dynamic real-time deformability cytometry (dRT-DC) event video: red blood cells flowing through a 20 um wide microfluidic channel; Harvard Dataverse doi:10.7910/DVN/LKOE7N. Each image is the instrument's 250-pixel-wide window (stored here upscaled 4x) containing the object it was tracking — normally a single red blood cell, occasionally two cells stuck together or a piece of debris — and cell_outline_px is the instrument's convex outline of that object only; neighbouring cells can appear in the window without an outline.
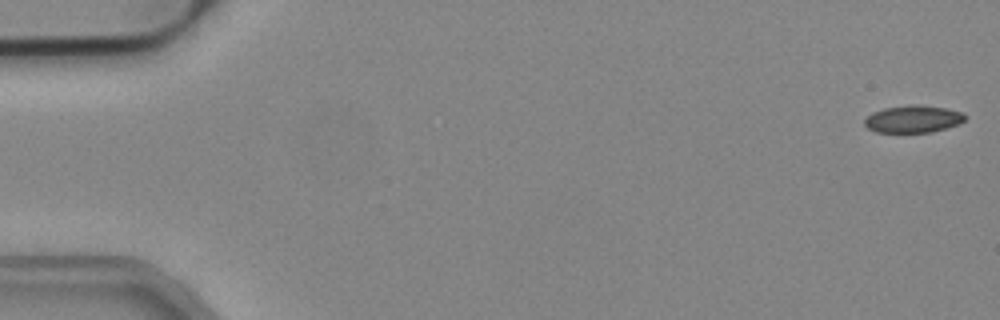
{"species": "common noctule bat (a hibernating species)", "species_latin": "Nyctalus noctula", "temperature_condition": "cold", "stored_images_in_passage": 13, "camera_frame_rate_fps": 3000, "um_per_image_px": 0.085, "animal": {"sex": "male", "body_mass_g": 19.2, "forearm_length_mm": 51.8}, "frame": {"image": 1, "passage_image": 1, "time_ms": 0.0, "image_size_px": [1000, 320], "cell_outline_px": [[968, 116], [960, 124], [932, 132], [876, 132], [868, 128], [864, 124], [864, 120], [872, 112], [884, 108], [912, 104], [920, 104], [944, 108], [964, 112]], "centroid_in_image_um": [77.65, 10.11], "position_along_channel_um": 7.4, "area_um2": 16.13}}